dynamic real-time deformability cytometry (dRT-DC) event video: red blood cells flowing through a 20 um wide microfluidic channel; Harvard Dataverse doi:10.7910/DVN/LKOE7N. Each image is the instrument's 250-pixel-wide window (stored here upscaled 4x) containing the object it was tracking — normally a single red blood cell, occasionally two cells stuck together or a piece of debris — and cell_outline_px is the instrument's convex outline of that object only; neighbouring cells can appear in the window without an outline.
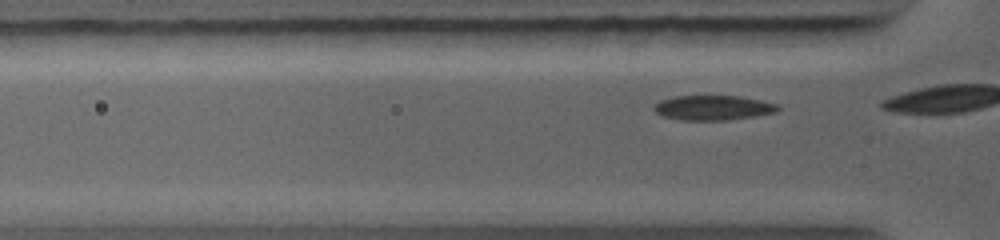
{"species": "common noctule bat (a hibernating species)", "species_latin": "Nyctalus noctula", "temperature_condition": "warm", "stored_images_in_passage": 10, "camera_frame_rate_fps": 5000, "um_per_image_px": 0.085, "animal": {"sex": "female", "body_mass_g": 19.0, "forearm_length_mm": 56.7}, "frame": {"image": 1, "passage_image": 2, "time_ms": 0.2, "image_size_px": [1000, 240], "cell_outline_px": [[780, 108], [776, 112], [728, 120], [680, 120], [664, 116], [656, 112], [652, 108], [660, 100], [676, 96], [740, 96], [760, 100], [776, 104]], "centroid_in_image_um": [60.59, 9.15], "position_along_channel_um": 65.2, "area_um2": 17.69}}